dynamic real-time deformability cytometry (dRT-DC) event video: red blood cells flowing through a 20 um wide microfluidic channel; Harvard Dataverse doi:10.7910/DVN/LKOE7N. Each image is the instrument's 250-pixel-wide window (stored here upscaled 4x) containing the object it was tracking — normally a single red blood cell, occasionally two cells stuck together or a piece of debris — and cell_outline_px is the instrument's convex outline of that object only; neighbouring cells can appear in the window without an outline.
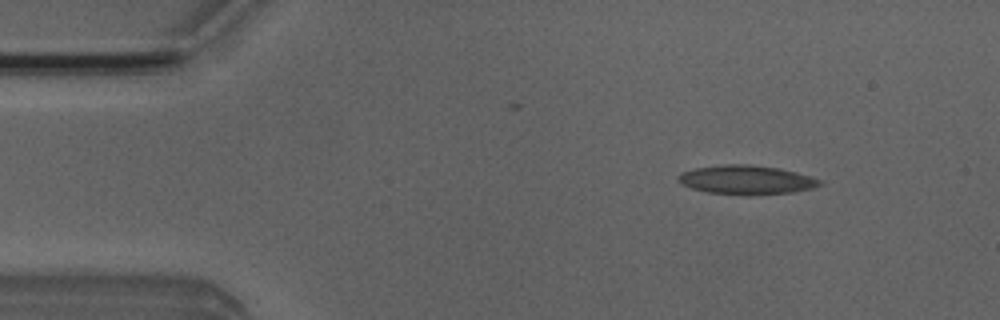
{"species": "Egyptian fruit bat (a non-hibernating species)", "species_latin": "Rousettus aegyptiacus", "temperature_condition": "room temperature", "stored_images_in_passage": 3, "camera_frame_rate_fps": 3000, "um_per_image_px": 0.085, "animal": {"sex": "male"}, "frame": {"image": 1, "passage_image": 1, "time_ms": 0.0, "image_size_px": [1000, 320], "cell_outline_px": [[824, 184], [812, 188], [792, 192], [708, 192], [692, 188], [680, 184], [676, 176], [680, 172], [696, 168], [728, 164], [748, 164], [780, 168], [796, 172], [820, 180]], "centroid_in_image_um": [63.4, 15.23], "position_along_channel_um": 21.6, "area_um2": 22.83}}